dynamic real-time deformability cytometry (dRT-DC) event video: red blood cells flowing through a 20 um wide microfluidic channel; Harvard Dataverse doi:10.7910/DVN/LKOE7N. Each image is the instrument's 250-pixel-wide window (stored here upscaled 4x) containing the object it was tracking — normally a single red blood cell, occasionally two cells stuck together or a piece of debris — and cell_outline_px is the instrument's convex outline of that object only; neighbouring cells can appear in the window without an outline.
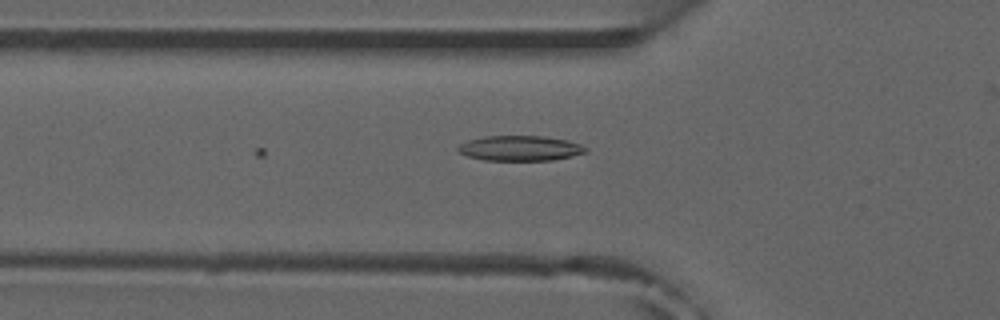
{"species": "common noctule bat (a hibernating species)", "species_latin": "Nyctalus noctula", "temperature_condition": "room temperature", "stored_images_in_passage": 8, "camera_frame_rate_fps": 3000, "um_per_image_px": 0.085, "animal": {"sex": "male", "forearm_length_mm": 52.5}, "frame": {"image": 1, "passage_image": 8, "time_ms": 2.333, "image_size_px": [1000, 320], "cell_outline_px": [[588, 152], [572, 156], [552, 160], [484, 160], [468, 156], [460, 152], [456, 148], [460, 144], [468, 140], [484, 136], [544, 136], [568, 140], [580, 144], [588, 148]], "centroid_in_image_um": [44.23, 12.59], "position_along_channel_um": 81.6, "area_um2": 18.73}}